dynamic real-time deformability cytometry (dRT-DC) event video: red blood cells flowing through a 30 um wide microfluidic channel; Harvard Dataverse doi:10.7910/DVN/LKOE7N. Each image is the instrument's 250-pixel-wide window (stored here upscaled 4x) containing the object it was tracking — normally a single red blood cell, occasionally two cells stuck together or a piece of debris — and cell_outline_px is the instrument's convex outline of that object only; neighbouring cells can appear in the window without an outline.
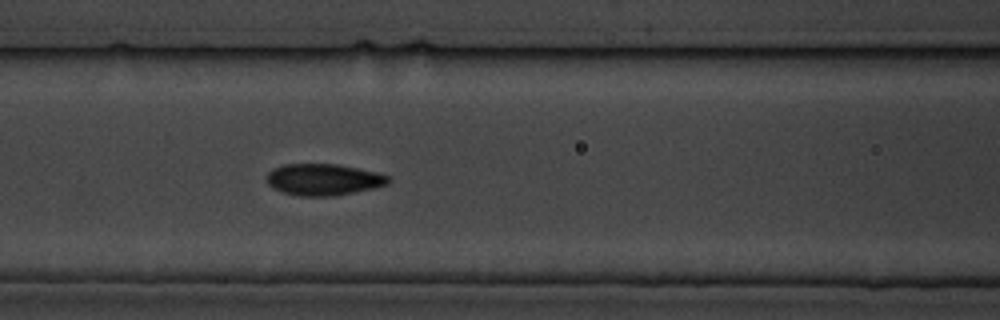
{"species": "common noctule bat (a hibernating species)", "species_latin": "Nyctalus noctula", "temperature_condition": "cold", "stored_images_in_passage": 6, "camera_frame_rate_fps": 3000, "um_per_image_px": 0.085, "animal": {"sex": "male", "body_mass_g": 19.5, "forearm_length_mm": 54.6}, "frame": {"image": 1, "passage_image": 6, "time_ms": 5.667, "image_size_px": [1000, 320], "cell_outline_px": [[392, 180], [388, 184], [372, 188], [336, 196], [300, 196], [284, 192], [272, 188], [268, 184], [268, 172], [272, 168], [284, 164], [336, 164], [376, 172], [388, 176]], "centroid_in_image_um": [27.49, 15.26], "position_along_channel_um": 139.1, "area_um2": 22.25}}